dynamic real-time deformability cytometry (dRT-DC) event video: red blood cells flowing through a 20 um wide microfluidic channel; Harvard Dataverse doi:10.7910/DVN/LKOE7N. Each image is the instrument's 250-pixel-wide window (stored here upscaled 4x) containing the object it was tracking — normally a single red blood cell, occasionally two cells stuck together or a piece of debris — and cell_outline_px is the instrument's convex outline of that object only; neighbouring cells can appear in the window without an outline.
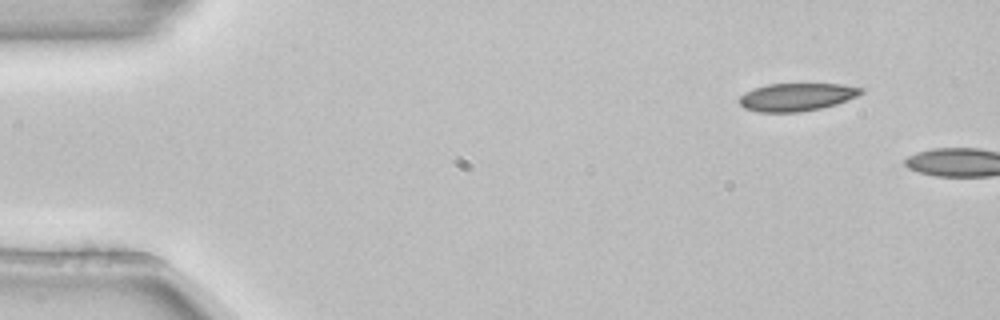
{"species": "common noctule bat (a hibernating species)", "species_latin": "Nyctalus noctula", "temperature_condition": "room temperature", "stored_images_in_passage": 2, "camera_frame_rate_fps": 3000, "um_per_image_px": 0.085, "animal": {"sex": "female", "body_mass_g": 22.7, "forearm_length_mm": 54.2}, "frame": {"image": 1, "passage_image": 1, "time_ms": 0.0, "image_size_px": [1000, 320], "cell_outline_px": [[864, 92], [856, 96], [836, 104], [820, 108], [800, 112], [760, 112], [744, 108], [740, 104], [740, 96], [744, 92], [752, 88], [768, 84], [840, 84], [864, 88]], "centroid_in_image_um": [67.69, 8.24], "position_along_channel_um": 17.3, "area_um2": 19.71}}